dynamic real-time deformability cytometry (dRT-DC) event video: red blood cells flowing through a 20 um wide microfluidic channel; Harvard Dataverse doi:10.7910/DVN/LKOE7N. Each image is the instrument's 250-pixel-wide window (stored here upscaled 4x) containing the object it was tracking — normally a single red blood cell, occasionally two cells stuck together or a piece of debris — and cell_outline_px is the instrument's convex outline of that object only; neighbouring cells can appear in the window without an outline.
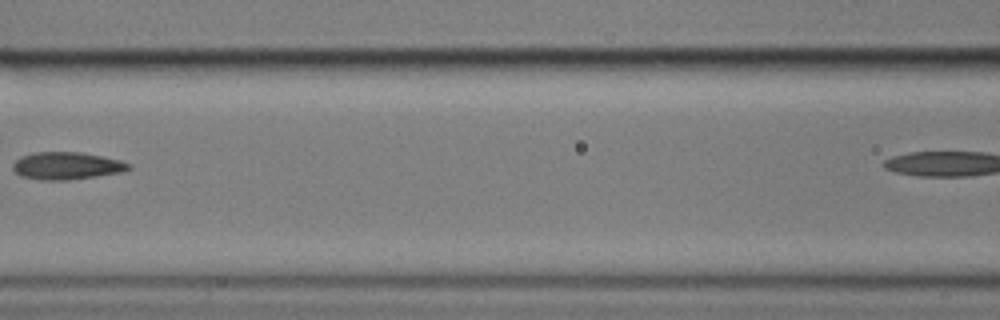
{"species": "common noctule bat (a hibernating species)", "species_latin": "Nyctalus noctula", "temperature_condition": "cold", "stored_images_in_passage": 8, "camera_frame_rate_fps": 3000, "um_per_image_px": 0.085, "animal": {"sex": "male", "body_mass_g": 17.9}, "frame": {"image": 1, "passage_image": 7, "time_ms": 7.667, "image_size_px": [1000, 320], "cell_outline_px": [[132, 168], [120, 172], [96, 176], [68, 180], [44, 180], [20, 176], [12, 168], [12, 164], [20, 156], [32, 152], [80, 152], [120, 160], [132, 164]], "centroid_in_image_um": [5.65, 14.08], "position_along_channel_um": 161.0, "area_um2": 18.5}}